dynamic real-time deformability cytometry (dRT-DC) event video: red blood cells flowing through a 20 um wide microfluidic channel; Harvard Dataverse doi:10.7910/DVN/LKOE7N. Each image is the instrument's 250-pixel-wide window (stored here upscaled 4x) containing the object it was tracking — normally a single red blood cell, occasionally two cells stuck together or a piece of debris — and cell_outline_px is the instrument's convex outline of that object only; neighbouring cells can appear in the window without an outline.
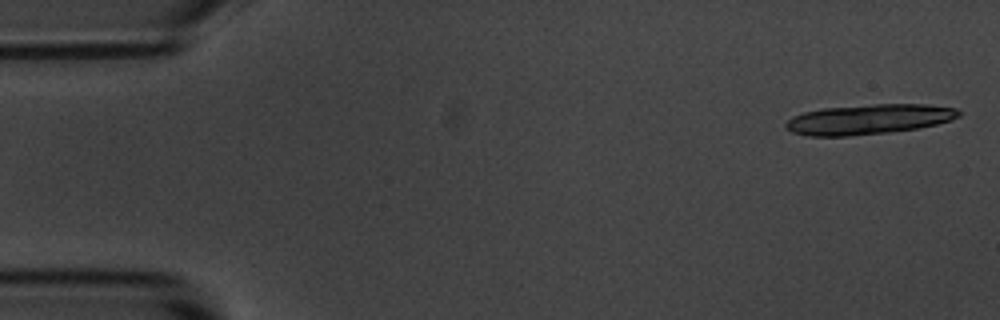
{"species": "common noctule bat (a hibernating species)", "species_latin": "Nyctalus noctula", "temperature_condition": "room temperature", "stored_images_in_passage": 5, "camera_frame_rate_fps": 3000, "um_per_image_px": 0.085, "animal": {"sex": "male", "body_mass_g": 20.1, "forearm_length_mm": 53.5}, "frame": {"image": 1, "passage_image": 1, "time_ms": 0.0, "image_size_px": [1000, 320], "cell_outline_px": [[960, 116], [936, 124], [916, 128], [888, 132], [848, 136], [808, 136], [792, 132], [784, 128], [784, 124], [792, 116], [804, 112], [824, 108], [872, 104], [924, 104], [956, 108], [960, 112]], "centroid_in_image_um": [73.78, 10.14], "position_along_channel_um": 11.2, "area_um2": 30.11}}